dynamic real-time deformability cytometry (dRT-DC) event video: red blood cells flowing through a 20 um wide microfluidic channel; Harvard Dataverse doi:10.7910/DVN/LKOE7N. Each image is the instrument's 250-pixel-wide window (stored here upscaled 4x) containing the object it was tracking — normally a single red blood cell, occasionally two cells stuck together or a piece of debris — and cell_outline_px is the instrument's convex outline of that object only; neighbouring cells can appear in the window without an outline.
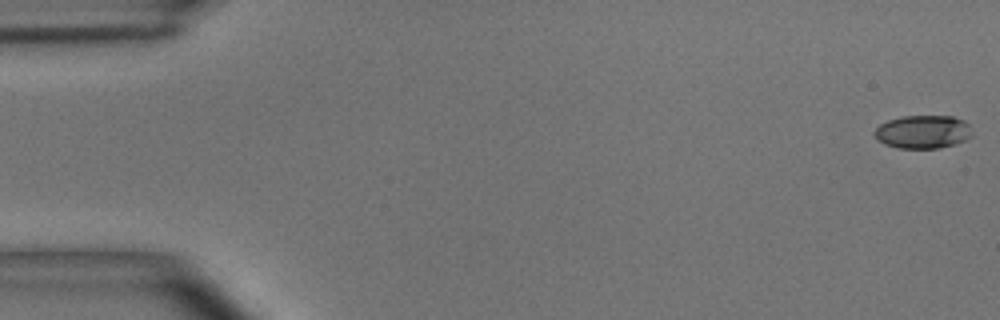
{"species": "common noctule bat (a hibernating species)", "species_latin": "Nyctalus noctula", "temperature_condition": "room temperature", "stored_images_in_passage": 11, "camera_frame_rate_fps": 3000, "um_per_image_px": 0.085, "animal": {"sex": "male", "body_mass_g": 15.6}, "frame": {"image": 1, "passage_image": 1, "time_ms": 0.0, "image_size_px": [1000, 320], "cell_outline_px": [[972, 136], [964, 140], [940, 148], [900, 148], [884, 144], [876, 140], [872, 132], [880, 124], [888, 120], [900, 116], [952, 116], [964, 120], [968, 124]], "centroid_in_image_um": [78.4, 11.2], "position_along_channel_um": 6.6, "area_um2": 18.96}}